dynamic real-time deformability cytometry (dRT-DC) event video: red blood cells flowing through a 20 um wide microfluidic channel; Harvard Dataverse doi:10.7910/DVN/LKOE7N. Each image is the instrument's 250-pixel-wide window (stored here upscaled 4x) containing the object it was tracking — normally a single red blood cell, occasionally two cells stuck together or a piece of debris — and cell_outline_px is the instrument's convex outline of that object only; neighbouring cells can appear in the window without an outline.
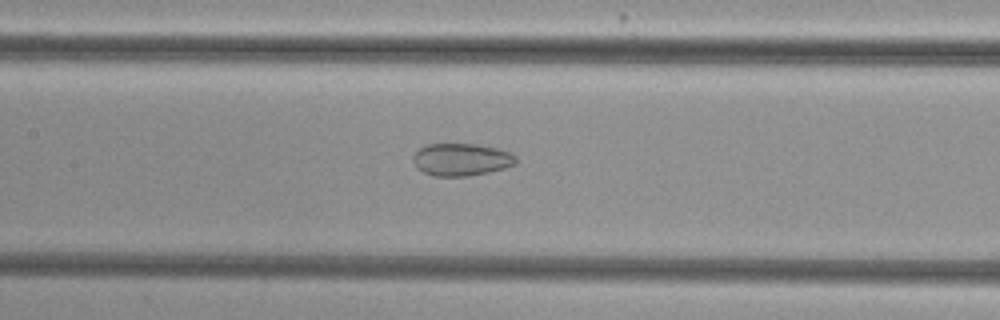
{"species": "common noctule bat (a hibernating species)", "species_latin": "Nyctalus noctula", "temperature_condition": "cold", "stored_images_in_passage": 37, "camera_frame_rate_fps": 3000, "um_per_image_px": 0.085, "animal": {"sex": "female", "body_mass_g": 29.2, "forearm_length_mm": 56.3}, "frame": {"image": 1, "passage_image": 16, "time_ms": 5.0, "image_size_px": [1000, 320], "cell_outline_px": [[516, 164], [504, 168], [488, 172], [468, 176], [432, 176], [416, 168], [412, 160], [412, 156], [420, 148], [428, 144], [476, 144], [496, 148], [512, 152], [516, 156]], "centroid_in_image_um": [39.21, 13.56], "position_along_channel_um": 168.2, "area_um2": 19.54}}
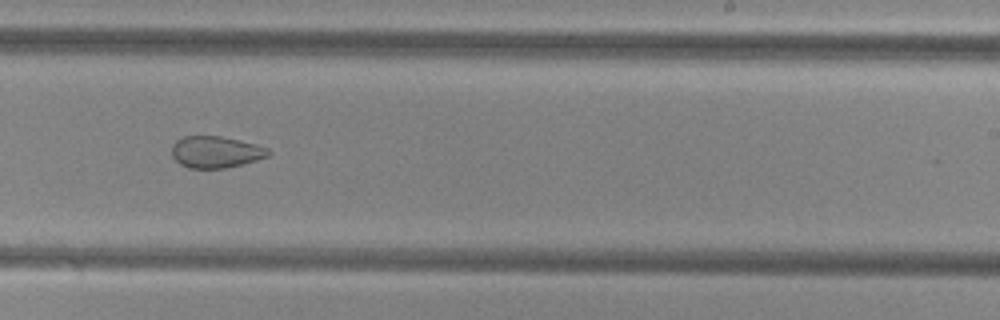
{"frame": {"image": 2, "passage_image": 24, "time_ms": 7.667, "image_size_px": [1000, 320], "cell_outline_px": [[272, 152], [268, 156], [256, 160], [224, 168], [188, 168], [180, 164], [172, 156], [172, 144], [176, 140], [184, 136], [220, 136], [256, 144], [268, 148]], "centroid_in_image_um": [18.32, 12.91], "position_along_channel_um": 270.7, "area_um2": 17.74}}
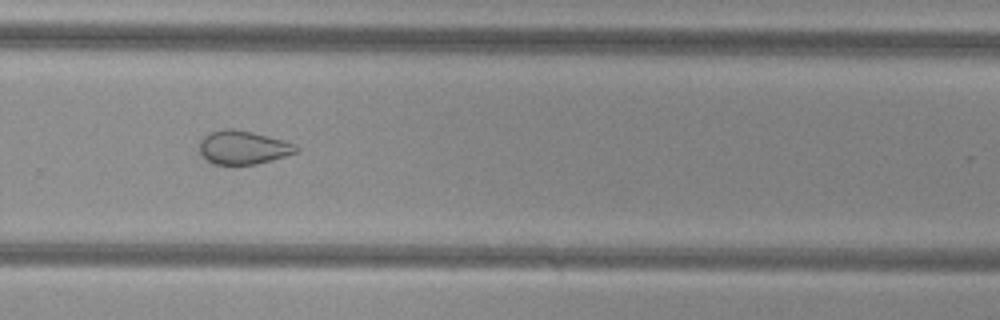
{"frame": {"image": 3, "passage_image": 27, "time_ms": 8.667, "image_size_px": [1000, 320], "cell_outline_px": [[300, 148], [296, 152], [272, 160], [256, 164], [232, 168], [212, 164], [200, 152], [200, 140], [204, 136], [212, 132], [228, 128], [236, 128], [284, 140], [296, 144]], "centroid_in_image_um": [20.66, 12.57], "position_along_channel_um": 309.1, "area_um2": 19.42}, "authors_computed_cell_mechanics": {"area_um2": 19.5364, "velocity_mm_per_s": 3.856, "shape_relaxation_time_tau1_ms": null, "shape_relaxation_time_tau2_ms": 2.5974, "deformation_change_tau1": null, "deformation_change_tau2": 0.0864}}